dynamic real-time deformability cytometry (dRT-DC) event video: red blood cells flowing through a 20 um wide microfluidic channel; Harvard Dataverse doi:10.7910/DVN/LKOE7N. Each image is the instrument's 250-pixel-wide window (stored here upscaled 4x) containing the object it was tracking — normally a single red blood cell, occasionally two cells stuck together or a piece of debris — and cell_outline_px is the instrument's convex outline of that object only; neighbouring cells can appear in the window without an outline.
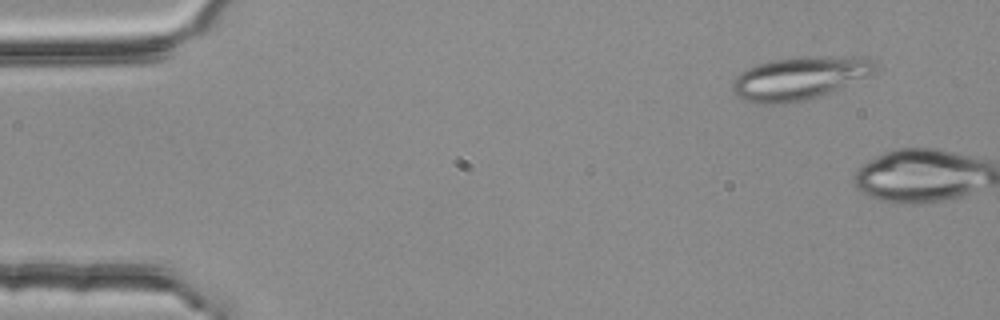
{"species": "common noctule bat (a hibernating species)", "species_latin": "Nyctalus noctula", "temperature_condition": "room temperature", "stored_images_in_passage": 2, "camera_frame_rate_fps": 3000, "um_per_image_px": 0.085, "animal": {"sex": "female", "body_mass_g": 25.1}, "frame": {"image": 1, "passage_image": 1, "time_ms": 0.0, "image_size_px": [1000, 320], "cell_outline_px": [[876, 72], [868, 76], [828, 92], [804, 100], [784, 104], [752, 104], [740, 96], [732, 88], [732, 80], [740, 72], [756, 64], [772, 60], [800, 56], [860, 56], [872, 60], [876, 64]], "centroid_in_image_um": [67.95, 6.62], "position_along_channel_um": 17.1, "area_um2": 35.72}}